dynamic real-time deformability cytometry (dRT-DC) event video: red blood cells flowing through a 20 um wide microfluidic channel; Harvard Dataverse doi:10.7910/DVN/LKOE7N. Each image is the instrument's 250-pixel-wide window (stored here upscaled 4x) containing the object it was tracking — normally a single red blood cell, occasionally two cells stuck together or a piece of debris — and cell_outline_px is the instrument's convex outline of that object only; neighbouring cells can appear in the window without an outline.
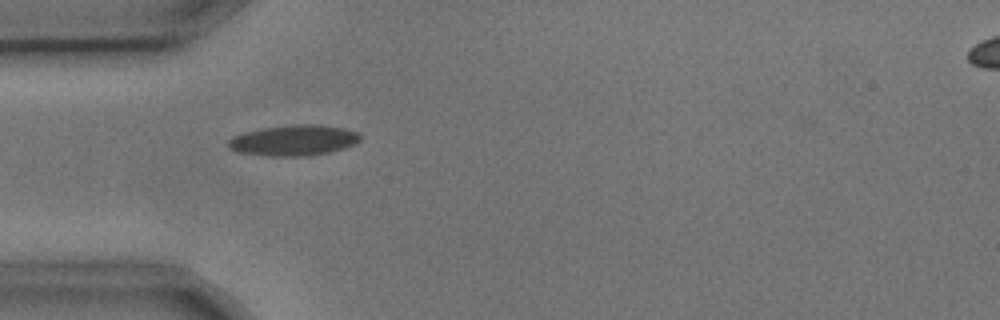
{"species": "common noctule bat (a hibernating species)", "species_latin": "Nyctalus noctula", "temperature_condition": "cold", "stored_images_in_passage": 3, "camera_frame_rate_fps": 3000, "um_per_image_px": 0.085, "animal": {"sex": "male", "body_mass_g": 17.9, "forearm_length_mm": 54.2}, "frame": {"image": 1, "passage_image": 2, "time_ms": 0.333, "image_size_px": [1000, 320], "cell_outline_px": [[360, 140], [356, 144], [344, 148], [328, 152], [304, 156], [268, 156], [236, 152], [228, 148], [228, 140], [232, 136], [244, 132], [264, 128], [292, 124], [316, 124], [344, 128], [356, 132], [360, 136]], "centroid_in_image_um": [24.93, 11.93], "position_along_channel_um": 60.1, "area_um2": 23.64}}